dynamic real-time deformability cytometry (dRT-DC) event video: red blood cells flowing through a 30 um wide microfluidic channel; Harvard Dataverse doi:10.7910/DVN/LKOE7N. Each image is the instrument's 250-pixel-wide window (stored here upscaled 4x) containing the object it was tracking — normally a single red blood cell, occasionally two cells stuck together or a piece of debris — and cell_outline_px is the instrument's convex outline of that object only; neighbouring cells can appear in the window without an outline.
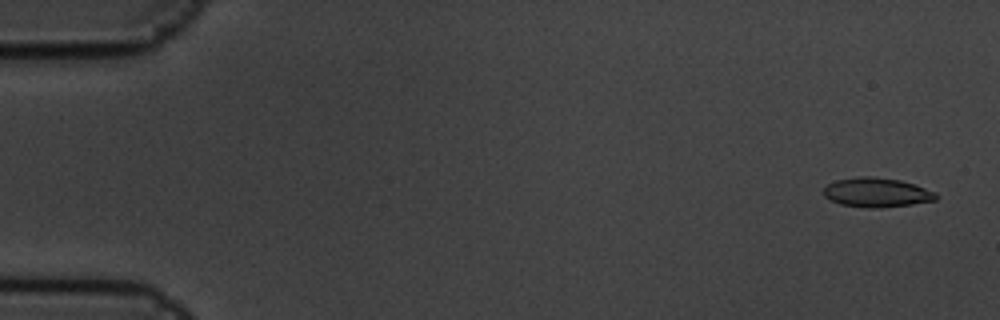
{"species": "common noctule bat (a hibernating species)", "species_latin": "Nyctalus noctula", "temperature_condition": "cold", "stored_images_in_passage": 5, "camera_frame_rate_fps": 3000, "um_per_image_px": 0.085, "animal": {"sex": "male", "body_mass_g": 19.5, "forearm_length_mm": 54.6}, "frame": {"image": 1, "passage_image": 1, "time_ms": 0.0, "image_size_px": [1000, 320], "cell_outline_px": [[936, 200], [912, 204], [880, 208], [868, 208], [840, 204], [824, 196], [824, 188], [828, 184], [836, 180], [860, 176], [868, 176], [900, 180], [936, 192]], "centroid_in_image_um": [74.5, 16.36], "position_along_channel_um": 10.5, "area_um2": 19.02}}
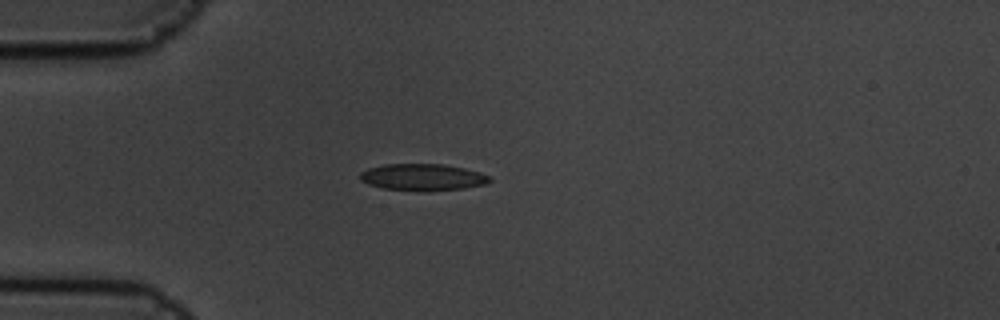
{"frame": {"image": 2, "passage_image": 5, "time_ms": 1.333, "image_size_px": [1000, 320], "cell_outline_px": [[492, 180], [484, 184], [464, 188], [384, 188], [368, 184], [360, 180], [360, 172], [368, 168], [384, 164], [444, 164], [464, 168], [480, 172], [488, 176]], "centroid_in_image_um": [35.9, 15.0], "position_along_channel_um": 49.1, "area_um2": 19.13}}